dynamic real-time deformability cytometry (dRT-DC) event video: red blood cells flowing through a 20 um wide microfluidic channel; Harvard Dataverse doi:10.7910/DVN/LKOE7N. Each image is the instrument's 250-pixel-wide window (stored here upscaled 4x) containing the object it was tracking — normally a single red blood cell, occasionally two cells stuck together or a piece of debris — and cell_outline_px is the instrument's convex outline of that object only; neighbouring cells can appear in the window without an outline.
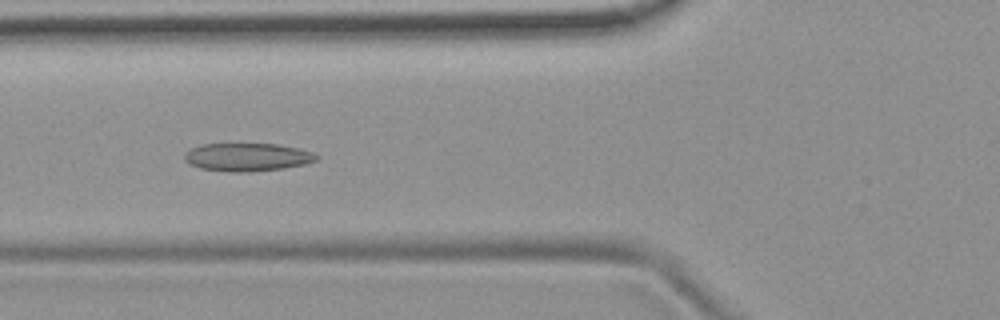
{"species": "common noctule bat (a hibernating species)", "species_latin": "Nyctalus noctula", "temperature_condition": "room temperature", "stored_images_in_passage": 7, "camera_frame_rate_fps": 3000, "um_per_image_px": 0.085, "animal": {"sex": "female", "body_mass_g": 19.9}, "frame": {"image": 1, "passage_image": 6, "time_ms": 5.667, "image_size_px": [1000, 320], "cell_outline_px": [[320, 156], [316, 160], [304, 164], [284, 168], [248, 172], [232, 172], [200, 168], [188, 164], [184, 160], [184, 152], [200, 144], [276, 144], [296, 148], [312, 152]], "centroid_in_image_um": [20.98, 13.35], "position_along_channel_um": 104.8, "area_um2": 21.56}}
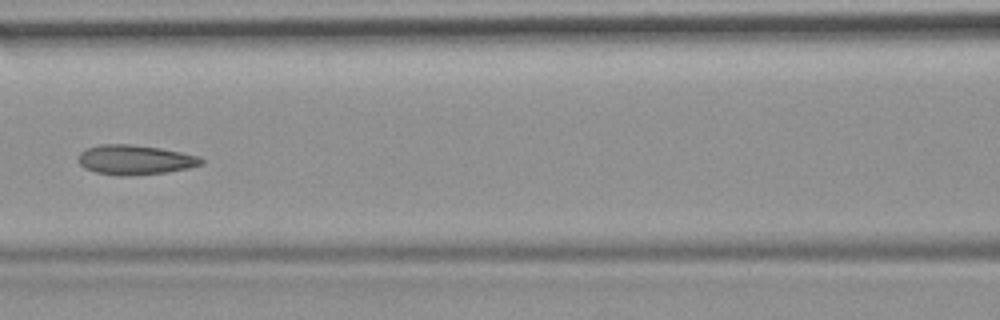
{"frame": {"image": 2, "passage_image": 7, "time_ms": 7.0, "image_size_px": [1000, 320], "cell_outline_px": [[204, 164], [188, 168], [168, 172], [124, 176], [120, 176], [96, 172], [84, 168], [76, 160], [80, 152], [88, 148], [100, 144], [128, 144], [160, 148], [200, 156], [204, 160]], "centroid_in_image_um": [11.47, 13.58], "position_along_channel_um": 155.1, "area_um2": 21.33}}